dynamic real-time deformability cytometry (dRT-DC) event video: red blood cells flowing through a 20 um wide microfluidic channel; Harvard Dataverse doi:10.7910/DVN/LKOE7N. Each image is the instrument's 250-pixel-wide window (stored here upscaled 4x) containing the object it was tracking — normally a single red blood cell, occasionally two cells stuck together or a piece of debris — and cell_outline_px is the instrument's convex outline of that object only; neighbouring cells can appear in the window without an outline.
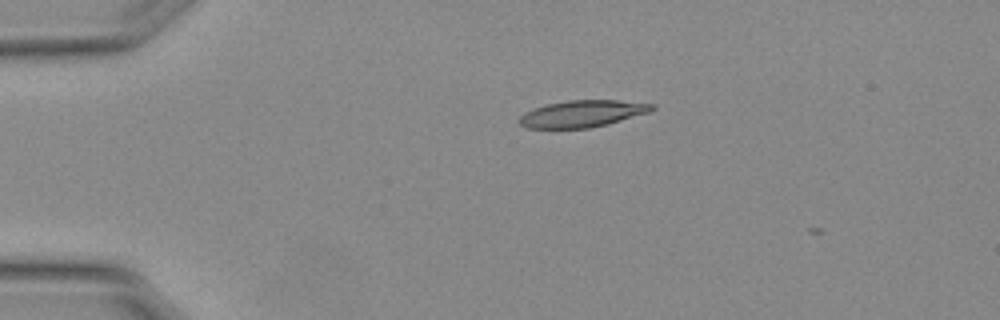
{"species": "Egyptian fruit bat (a non-hibernating species)", "species_latin": "Rousettus aegyptiacus", "temperature_condition": "warm", "stored_images_in_passage": 2, "camera_frame_rate_fps": 3000, "um_per_image_px": 0.085, "animal": {"sex": "female"}, "frame": {"image": 1, "passage_image": 1, "time_ms": 0.0, "image_size_px": [1000, 320], "cell_outline_px": [[656, 108], [648, 112], [604, 124], [588, 128], [528, 128], [520, 124], [516, 120], [524, 112], [548, 104], [568, 100], [616, 100], [656, 104]], "centroid_in_image_um": [49.46, 9.66], "position_along_channel_um": 35.5, "area_um2": 20.4}}